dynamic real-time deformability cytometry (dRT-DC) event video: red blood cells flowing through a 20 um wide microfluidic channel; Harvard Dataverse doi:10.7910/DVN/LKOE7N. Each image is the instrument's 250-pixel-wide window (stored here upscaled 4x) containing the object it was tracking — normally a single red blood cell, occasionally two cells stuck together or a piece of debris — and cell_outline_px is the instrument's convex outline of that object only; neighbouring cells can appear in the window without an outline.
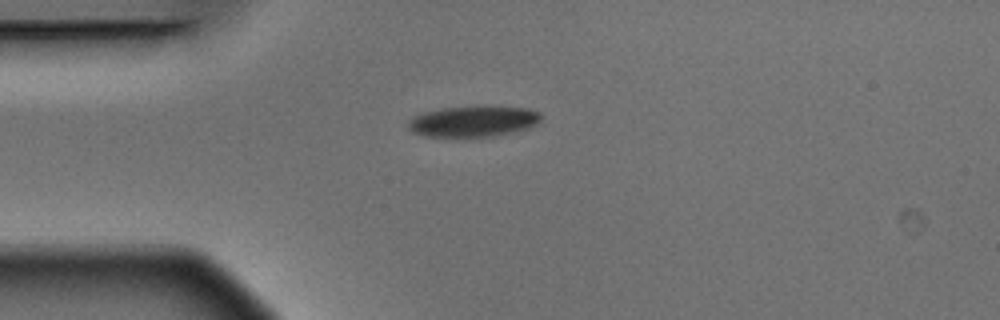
{"species": "Egyptian fruit bat (a non-hibernating species)", "species_latin": "Rousettus aegyptiacus", "temperature_condition": "warm", "stored_images_in_passage": 7, "camera_frame_rate_fps": 3000, "um_per_image_px": 0.085, "animal": {"sex": "male"}, "frame": {"image": 1, "passage_image": 5, "time_ms": 1.333, "image_size_px": [1000, 320], "cell_outline_px": [[544, 116], [536, 124], [528, 128], [512, 132], [492, 136], [428, 136], [412, 132], [408, 128], [408, 124], [416, 116], [424, 112], [444, 108], [528, 108], [540, 112]], "centroid_in_image_um": [40.27, 10.33], "position_along_channel_um": 44.7, "area_um2": 22.95}}
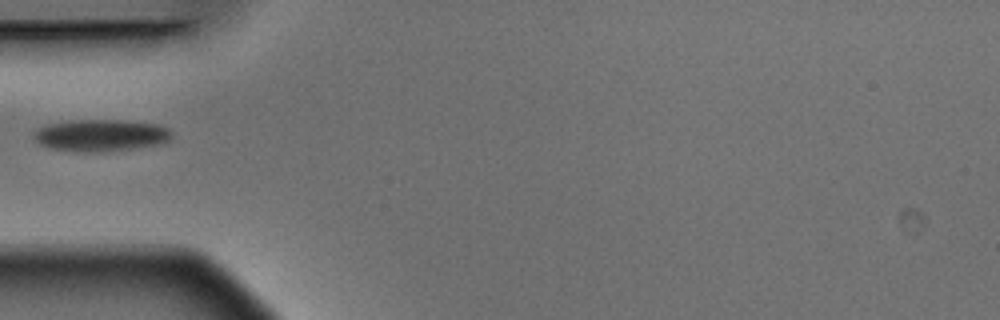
{"frame": {"image": 2, "passage_image": 6, "time_ms": 1.667, "image_size_px": [1000, 320], "cell_outline_px": [[172, 136], [168, 140], [160, 144], [132, 148], [100, 152], [84, 152], [52, 148], [40, 144], [32, 136], [32, 132], [48, 124], [72, 120], [124, 120], [156, 124], [168, 128], [172, 132]], "centroid_in_image_um": [8.57, 11.49], "position_along_channel_um": 76.4, "area_um2": 25.49}}
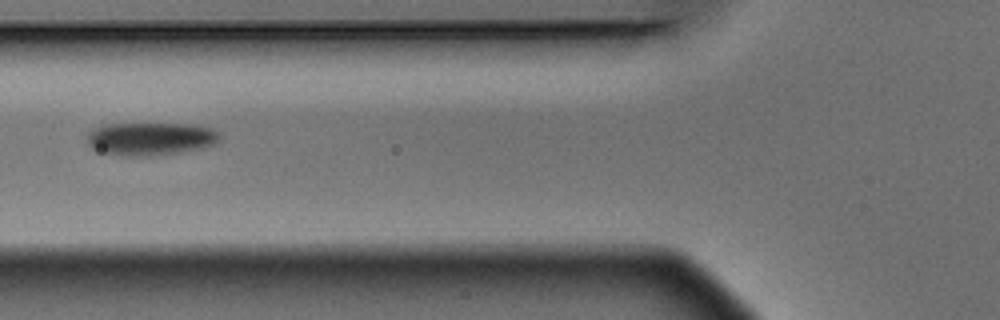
{"frame": {"image": 3, "passage_image": 7, "time_ms": 2.0, "image_size_px": [1000, 320], "cell_outline_px": [[220, 136], [212, 144], [200, 148], [184, 152], [148, 156], [124, 156], [100, 152], [92, 148], [88, 144], [84, 136], [92, 128], [104, 124], [192, 124], [212, 128], [220, 132]], "centroid_in_image_um": [12.72, 11.79], "position_along_channel_um": 113.1, "area_um2": 25.72}}